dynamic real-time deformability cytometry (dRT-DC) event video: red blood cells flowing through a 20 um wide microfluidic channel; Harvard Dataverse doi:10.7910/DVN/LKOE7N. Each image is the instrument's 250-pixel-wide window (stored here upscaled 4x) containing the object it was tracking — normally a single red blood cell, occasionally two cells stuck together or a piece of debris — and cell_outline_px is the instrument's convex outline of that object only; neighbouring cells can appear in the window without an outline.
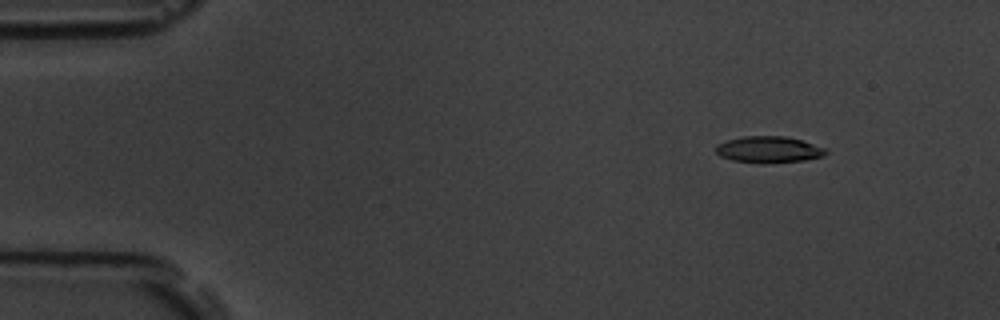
{"species": "common noctule bat (a hibernating species)", "species_latin": "Nyctalus noctula", "temperature_condition": "room temperature", "stored_images_in_passage": 5, "camera_frame_rate_fps": 3000, "um_per_image_px": 0.085, "animal": {"sex": "male", "body_mass_g": 19.5, "forearm_length_mm": 54.6}, "frame": {"image": 1, "passage_image": 2, "time_ms": 1.333, "image_size_px": [1000, 320], "cell_outline_px": [[828, 152], [824, 156], [804, 160], [764, 164], [732, 160], [720, 156], [716, 152], [716, 144], [728, 140], [744, 136], [784, 136], [800, 140], [828, 148]], "centroid_in_image_um": [65.36, 12.72], "position_along_channel_um": 19.6, "area_um2": 17.05}}
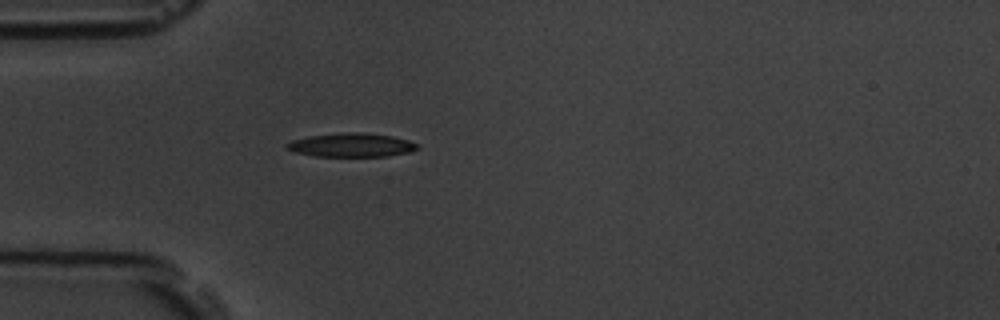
{"frame": {"image": 2, "passage_image": 5, "time_ms": 4.667, "image_size_px": [1000, 320], "cell_outline_px": [[420, 148], [408, 152], [388, 156], [316, 156], [296, 152], [288, 148], [284, 144], [292, 140], [308, 136], [344, 132], [364, 132], [392, 136], [408, 140], [416, 144]], "centroid_in_image_um": [29.87, 12.32], "position_along_channel_um": 55.1, "area_um2": 17.98}}